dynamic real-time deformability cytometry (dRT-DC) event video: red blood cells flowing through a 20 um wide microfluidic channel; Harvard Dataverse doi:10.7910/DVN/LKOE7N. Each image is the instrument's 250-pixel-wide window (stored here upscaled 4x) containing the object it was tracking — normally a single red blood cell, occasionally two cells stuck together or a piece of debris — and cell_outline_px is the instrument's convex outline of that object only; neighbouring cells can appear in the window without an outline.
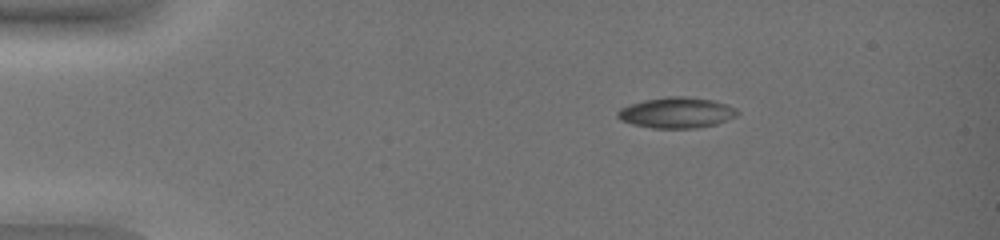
{"species": "common noctule bat (a hibernating species)", "species_latin": "Nyctalus noctula", "temperature_condition": "warm", "stored_images_in_passage": 6, "camera_frame_rate_fps": 3000, "um_per_image_px": 0.085, "animal": {"sex": "female", "body_mass_g": 19.0, "forearm_length_mm": 51.5}, "frame": {"image": 1, "passage_image": 1, "time_ms": 0.0, "image_size_px": [1000, 240], "cell_outline_px": [[740, 112], [736, 116], [728, 120], [716, 124], [696, 128], [652, 128], [632, 124], [620, 120], [616, 116], [616, 112], [620, 108], [628, 104], [644, 100], [668, 96], [688, 96], [712, 100], [728, 104], [736, 108]], "centroid_in_image_um": [57.51, 9.57], "position_along_channel_um": 27.5, "area_um2": 21.73}}
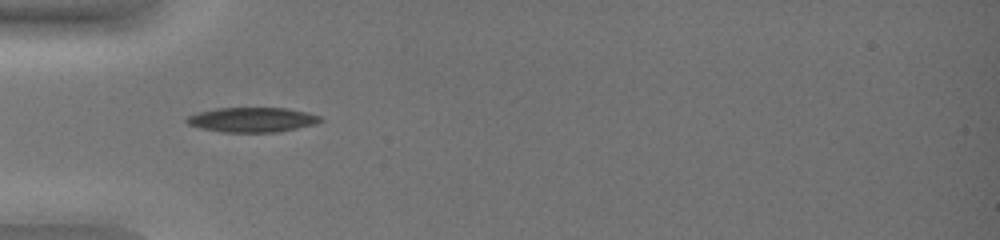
{"frame": {"image": 2, "passage_image": 5, "time_ms": 1.333, "image_size_px": [1000, 240], "cell_outline_px": [[324, 120], [316, 124], [280, 132], [220, 132], [200, 128], [188, 124], [184, 120], [188, 116], [196, 112], [216, 108], [288, 108], [308, 112], [320, 116]], "centroid_in_image_um": [21.44, 10.18], "position_along_channel_um": 63.6, "area_um2": 19.54}}
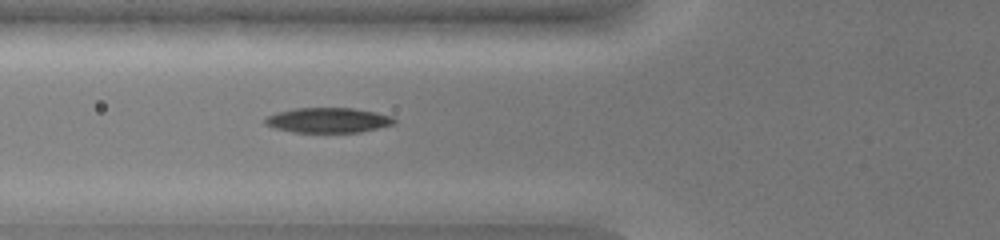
{"frame": {"image": 3, "passage_image": 6, "time_ms": 1.667, "image_size_px": [1000, 240], "cell_outline_px": [[396, 120], [392, 124], [360, 132], [292, 132], [272, 128], [264, 124], [264, 116], [276, 112], [296, 108], [352, 108], [376, 112], [392, 116]], "centroid_in_image_um": [27.81, 10.21], "position_along_channel_um": 98.0, "area_um2": 18.9}}